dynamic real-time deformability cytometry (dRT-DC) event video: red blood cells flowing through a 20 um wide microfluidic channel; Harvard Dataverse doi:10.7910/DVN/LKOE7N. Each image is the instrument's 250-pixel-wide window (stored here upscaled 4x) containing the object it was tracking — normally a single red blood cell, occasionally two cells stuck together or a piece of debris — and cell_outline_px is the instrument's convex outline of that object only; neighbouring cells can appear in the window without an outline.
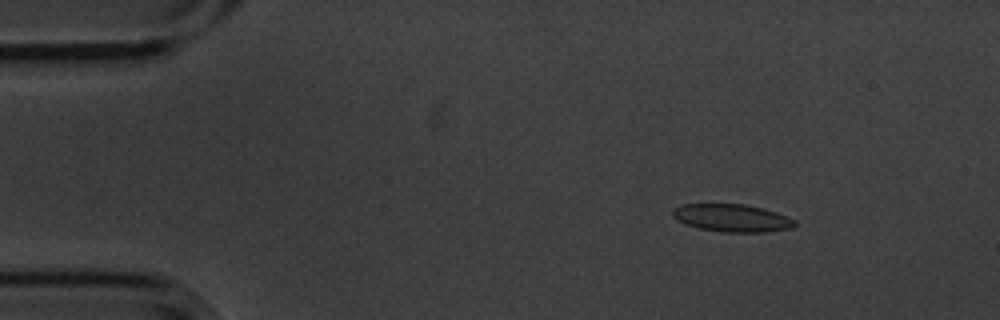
{"species": "common noctule bat (a hibernating species)", "species_latin": "Nyctalus noctula", "temperature_condition": "cold", "stored_images_in_passage": 5, "camera_frame_rate_fps": 3000, "um_per_image_px": 0.085, "animal": {"sex": "male", "body_mass_g": 20.1, "forearm_length_mm": 53.5}, "frame": {"image": 1, "passage_image": 3, "time_ms": 0.667, "image_size_px": [1000, 320], "cell_outline_px": [[796, 224], [792, 228], [768, 232], [724, 232], [700, 228], [684, 224], [676, 220], [672, 216], [672, 208], [684, 204], [744, 204], [764, 208], [776, 212], [796, 220]], "centroid_in_image_um": [62.21, 18.52], "position_along_channel_um": 22.8, "area_um2": 19.83}}